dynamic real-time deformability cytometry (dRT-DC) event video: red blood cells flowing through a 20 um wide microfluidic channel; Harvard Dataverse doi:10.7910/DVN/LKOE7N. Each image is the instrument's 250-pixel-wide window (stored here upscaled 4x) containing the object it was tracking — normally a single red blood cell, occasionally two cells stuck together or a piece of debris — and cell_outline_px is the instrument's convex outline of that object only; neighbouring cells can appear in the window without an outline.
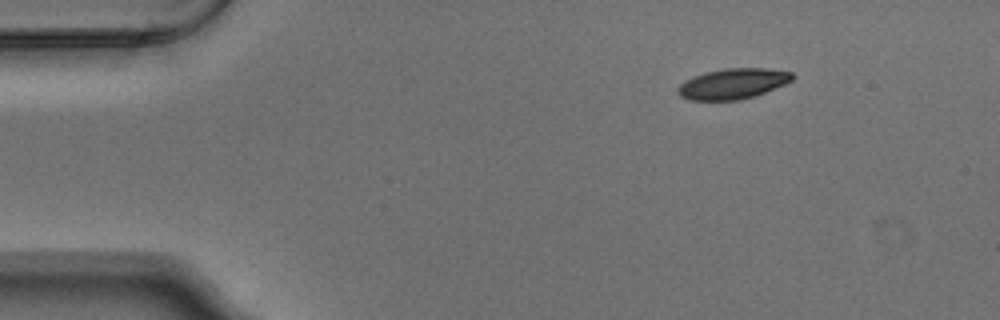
{"species": "Egyptian fruit bat (a non-hibernating species)", "species_latin": "Rousettus aegyptiacus", "temperature_condition": "warm", "stored_images_in_passage": 3, "camera_frame_rate_fps": 3000, "um_per_image_px": 0.085, "animal": {"sex": "male"}, "frame": {"image": 1, "passage_image": 1, "time_ms": 0.0, "image_size_px": [1000, 320], "cell_outline_px": [[796, 76], [792, 80], [784, 84], [764, 92], [740, 100], [688, 100], [680, 96], [676, 92], [676, 88], [684, 80], [692, 76], [704, 72], [724, 68], [768, 68], [792, 72]], "centroid_in_image_um": [62.25, 7.1], "position_along_channel_um": 22.8, "area_um2": 20.52}}